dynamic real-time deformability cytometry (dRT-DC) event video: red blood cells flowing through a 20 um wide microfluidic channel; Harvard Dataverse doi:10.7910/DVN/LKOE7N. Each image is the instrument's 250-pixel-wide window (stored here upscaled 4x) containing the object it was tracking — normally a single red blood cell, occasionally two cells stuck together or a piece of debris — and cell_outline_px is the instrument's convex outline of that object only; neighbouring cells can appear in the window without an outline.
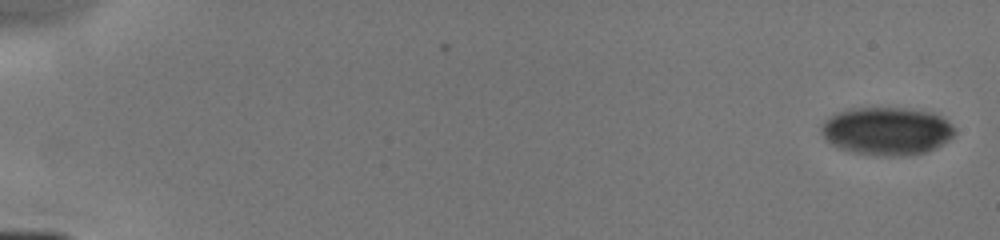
{"species": "human", "species_latin": "Homo sapiens", "temperature_condition": "cold", "stored_images_in_passage": 39, "camera_frame_rate_fps": 3000, "um_per_image_px": 0.085, "donor": {"sex": "male"}, "frame": {"image": 1, "passage_image": 1, "time_ms": 0.0, "image_size_px": [1000, 240], "cell_outline_px": [[956, 132], [948, 140], [924, 152], [856, 152], [840, 148], [824, 140], [820, 132], [820, 124], [824, 120], [836, 112], [848, 108], [912, 108], [932, 112], [948, 120], [952, 124]], "centroid_in_image_um": [75.32, 11.05], "position_along_channel_um": 9.7, "area_um2": 36.18}}
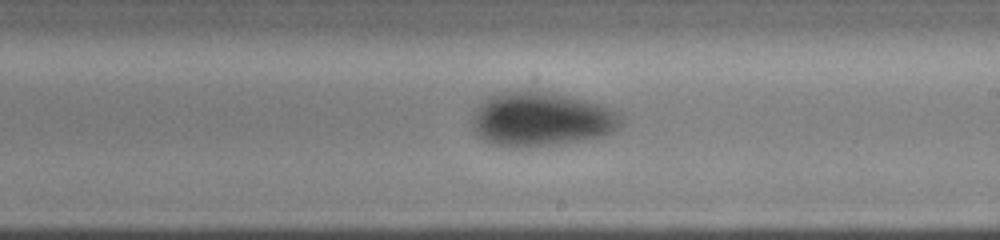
{"frame": {"image": 2, "passage_image": 25, "time_ms": 9.667, "image_size_px": [1000, 240], "cell_outline_px": [[624, 120], [620, 128], [612, 132], [600, 136], [560, 144], [488, 144], [476, 132], [472, 124], [472, 112], [480, 100], [488, 96], [500, 92], [548, 92], [584, 100], [600, 104], [620, 112], [624, 116]], "centroid_in_image_um": [46.03, 10.1], "position_along_channel_um": 243.0, "area_um2": 46.24}}
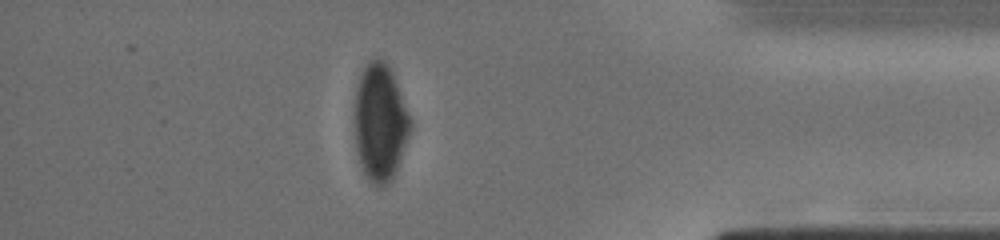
{"frame": {"image": 3, "passage_image": 35, "time_ms": 14.0, "image_size_px": [1000, 240], "cell_outline_px": [[412, 128], [392, 180], [388, 184], [372, 184], [368, 180], [360, 164], [356, 152], [356, 92], [360, 76], [368, 60], [376, 56], [384, 60], [388, 64], [396, 80], [412, 120]], "centroid_in_image_um": [32.34, 10.38], "position_along_channel_um": 402.9, "area_um2": 37.97}}